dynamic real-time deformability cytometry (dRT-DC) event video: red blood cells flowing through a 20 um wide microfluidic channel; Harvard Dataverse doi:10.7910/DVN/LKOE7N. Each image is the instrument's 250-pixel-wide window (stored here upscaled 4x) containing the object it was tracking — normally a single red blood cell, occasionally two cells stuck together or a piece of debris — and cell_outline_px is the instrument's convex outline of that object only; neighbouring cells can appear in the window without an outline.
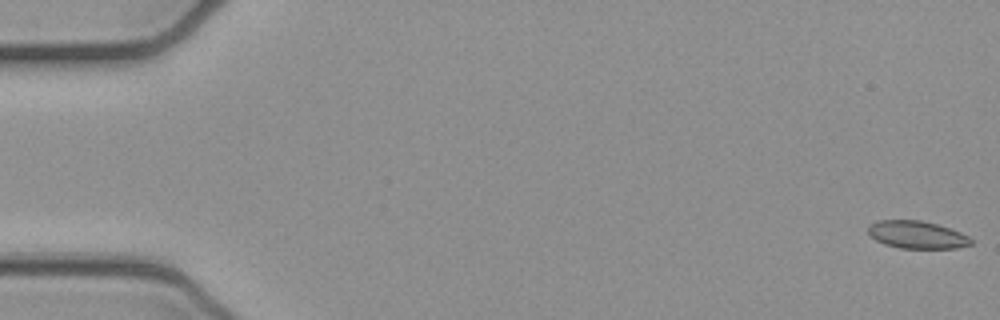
{"species": "common noctule bat (a hibernating species)", "species_latin": "Nyctalus noctula", "temperature_condition": "cold", "stored_images_in_passage": 5, "camera_frame_rate_fps": 3000, "um_per_image_px": 0.085, "animal": {"sex": "female", "body_mass_g": 21.9}, "frame": {"image": 1, "passage_image": 1, "time_ms": 0.0, "image_size_px": [1000, 320], "cell_outline_px": [[972, 244], [956, 248], [900, 248], [884, 244], [876, 240], [868, 232], [868, 228], [876, 220], [920, 220], [936, 224], [960, 232], [968, 236], [972, 240]], "centroid_in_image_um": [77.94, 19.95], "position_along_channel_um": 7.1, "area_um2": 16.36}}
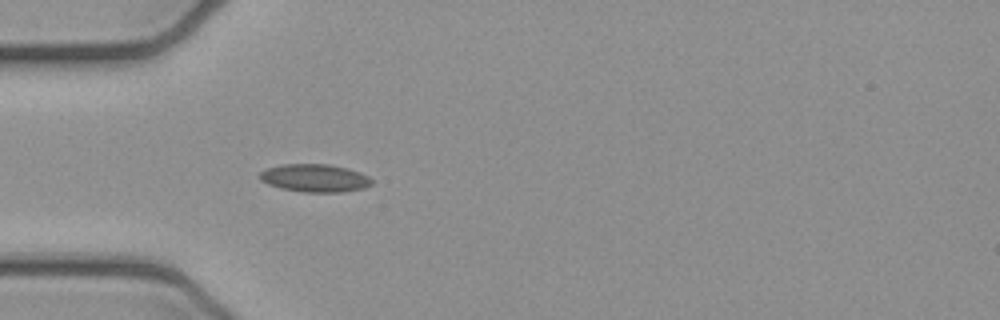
{"frame": {"image": 2, "passage_image": 5, "time_ms": 1.333, "image_size_px": [1000, 320], "cell_outline_px": [[372, 184], [364, 188], [344, 192], [304, 192], [280, 188], [268, 184], [260, 180], [260, 172], [268, 168], [284, 164], [328, 164], [348, 168], [368, 176], [372, 180]], "centroid_in_image_um": [26.77, 15.14], "position_along_channel_um": 58.2, "area_um2": 18.15}}